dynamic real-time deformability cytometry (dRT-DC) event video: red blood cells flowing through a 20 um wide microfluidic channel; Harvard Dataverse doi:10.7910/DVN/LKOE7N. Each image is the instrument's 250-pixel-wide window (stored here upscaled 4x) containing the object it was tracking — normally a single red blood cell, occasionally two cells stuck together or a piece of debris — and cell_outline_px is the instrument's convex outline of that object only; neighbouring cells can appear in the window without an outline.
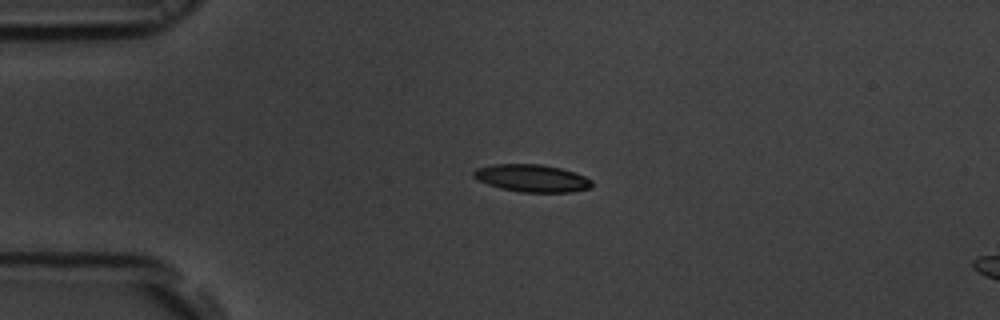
{"species": "common noctule bat (a hibernating species)", "species_latin": "Nyctalus noctula", "temperature_condition": "room temperature", "stored_images_in_passage": 53, "camera_frame_rate_fps": 3000, "um_per_image_px": 0.085, "animal": {"sex": "male", "body_mass_g": 19.5, "forearm_length_mm": 54.6}, "frame": {"image": 1, "passage_image": 12, "time_ms": 3.667, "image_size_px": [1000, 320], "cell_outline_px": [[592, 184], [588, 188], [572, 192], [520, 192], [500, 188], [488, 184], [472, 176], [472, 172], [476, 168], [492, 164], [540, 164], [560, 168], [576, 172], [592, 180]], "centroid_in_image_um": [45.2, 15.14], "position_along_channel_um": 39.8, "area_um2": 18.9}}
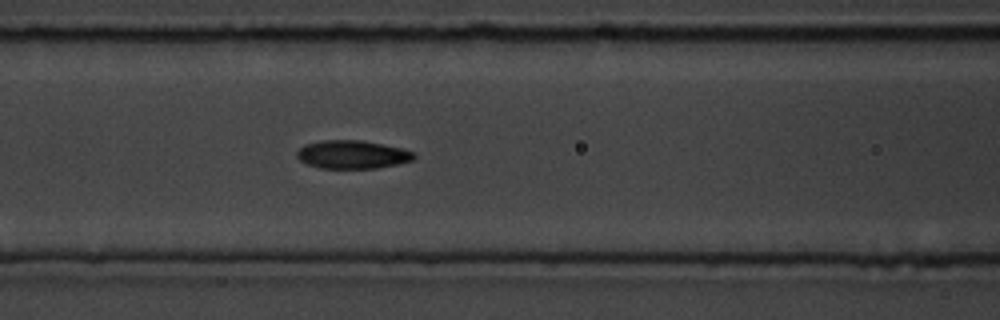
{"frame": {"image": 2, "passage_image": 22, "time_ms": 7.0, "image_size_px": [1000, 320], "cell_outline_px": [[416, 156], [412, 160], [396, 164], [376, 168], [320, 168], [308, 164], [300, 160], [296, 156], [296, 152], [304, 144], [320, 140], [360, 140], [400, 148], [412, 152]], "centroid_in_image_um": [29.89, 13.13], "position_along_channel_um": 136.7, "area_um2": 19.07}}
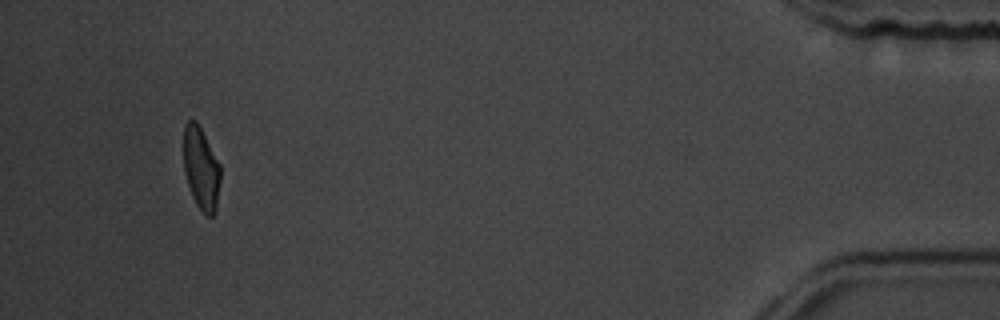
{"frame": {"image": 3, "passage_image": 50, "time_ms": 16.333, "image_size_px": [1000, 320], "cell_outline_px": [[220, 180], [216, 212], [212, 216], [208, 216], [196, 204], [192, 196], [184, 172], [184, 124], [188, 120], [196, 120], [220, 164]], "centroid_in_image_um": [17.09, 14.32], "position_along_channel_um": 418.1, "area_um2": 17.63}, "authors_computed_cell_mechanics": {"area_um2": 18.6694, "velocity_mm_per_s": 3.7988, "shape_relaxation_time_tau1_ms": 2.0543, "shape_relaxation_time_tau2_ms": 2.6369, "deformation_change_tau1": 0.1307, "deformation_change_tau2": 0.092}}